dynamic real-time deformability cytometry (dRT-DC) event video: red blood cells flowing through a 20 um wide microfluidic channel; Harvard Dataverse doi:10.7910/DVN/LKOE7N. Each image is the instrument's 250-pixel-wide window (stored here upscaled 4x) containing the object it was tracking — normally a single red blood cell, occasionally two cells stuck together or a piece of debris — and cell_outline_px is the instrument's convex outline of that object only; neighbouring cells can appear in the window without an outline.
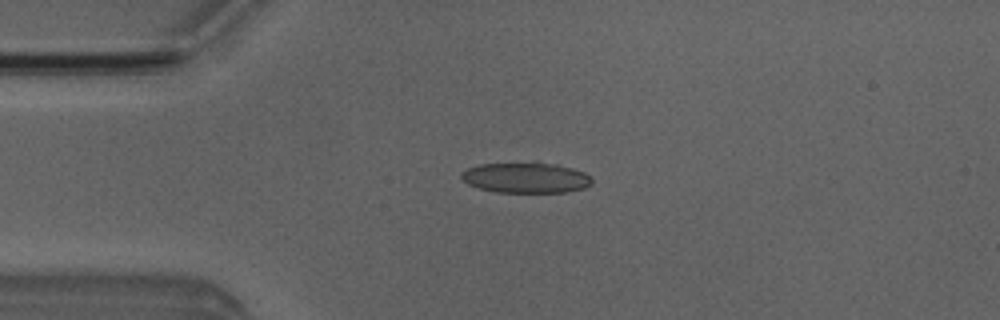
{"species": "Egyptian fruit bat (a non-hibernating species)", "species_latin": "Rousettus aegyptiacus", "temperature_condition": "room temperature", "stored_images_in_passage": 4, "camera_frame_rate_fps": 3000, "um_per_image_px": 0.085, "animal": {"sex": "male"}, "frame": {"image": 1, "passage_image": 3, "time_ms": 2.333, "image_size_px": [1000, 320], "cell_outline_px": [[592, 184], [584, 188], [564, 192], [496, 192], [480, 188], [468, 184], [460, 176], [460, 172], [468, 168], [480, 164], [536, 160], [556, 164], [572, 168], [584, 172], [592, 180]], "centroid_in_image_um": [44.68, 15.06], "position_along_channel_um": 40.3, "area_um2": 23.76}}